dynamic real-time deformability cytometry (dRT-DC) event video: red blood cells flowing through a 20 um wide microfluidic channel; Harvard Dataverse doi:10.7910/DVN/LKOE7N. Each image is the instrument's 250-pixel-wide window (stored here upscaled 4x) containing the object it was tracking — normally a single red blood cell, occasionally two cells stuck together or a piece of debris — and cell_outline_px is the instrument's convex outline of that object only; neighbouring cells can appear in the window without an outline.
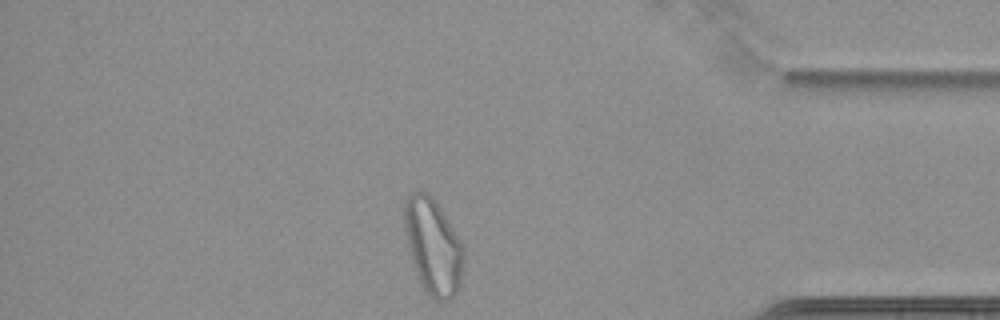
{"species": "common noctule bat (a hibernating species)", "species_latin": "Nyctalus noctula", "temperature_condition": "cold", "stored_images_in_passage": 42, "camera_frame_rate_fps": 3000, "um_per_image_px": 0.085, "animal": {"sex": "female", "body_mass_g": 22.7, "forearm_length_mm": 54.2}, "frame": {"image": 1, "passage_image": 42, "time_ms": 13.667, "image_size_px": [1000, 320], "cell_outline_px": [[464, 256], [460, 284], [456, 292], [444, 304], [428, 296], [420, 284], [412, 260], [404, 228], [404, 200], [408, 192], [420, 188], [428, 192], [432, 196], [440, 208], [460, 240], [464, 248]], "centroid_in_image_um": [36.79, 20.91], "position_along_channel_um": 398.4, "area_um2": 33.41}, "authors_computed_cell_mechanics": {"area_um2": 24.3049, "velocity_mm_per_s": 3.4113, "shape_relaxation_time_tau1_ms": null, "shape_relaxation_time_tau2_ms": 1.88, "deformation_change_tau1": null, "deformation_change_tau2": 0.0685}}